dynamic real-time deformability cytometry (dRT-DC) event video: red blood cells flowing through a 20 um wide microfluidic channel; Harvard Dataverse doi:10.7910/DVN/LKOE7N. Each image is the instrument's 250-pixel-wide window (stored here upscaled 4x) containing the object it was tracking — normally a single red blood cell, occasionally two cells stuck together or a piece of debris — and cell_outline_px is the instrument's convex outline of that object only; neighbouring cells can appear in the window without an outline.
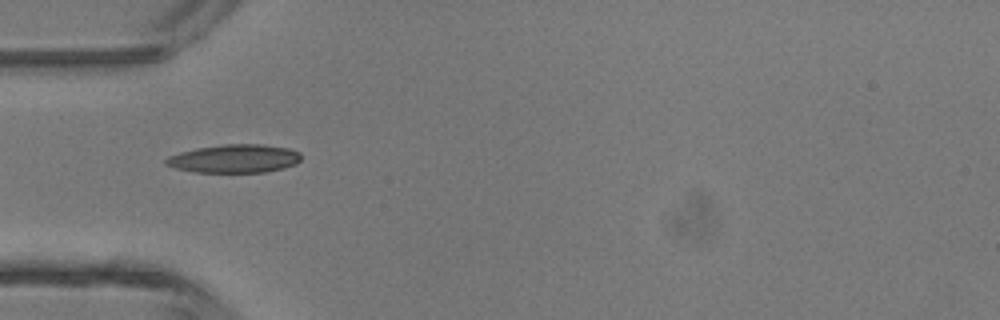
{"species": "common noctule bat (a hibernating species)", "species_latin": "Nyctalus noctula", "temperature_condition": "room temperature", "stored_images_in_passage": 7, "camera_frame_rate_fps": 3000, "um_per_image_px": 0.085, "animal": {"sex": "male", "body_mass_g": 13.3}, "frame": {"image": 1, "passage_image": 5, "time_ms": 1.333, "image_size_px": [1000, 320], "cell_outline_px": [[300, 160], [296, 164], [284, 168], [264, 172], [196, 172], [176, 168], [164, 164], [164, 160], [168, 156], [180, 152], [196, 148], [224, 144], [264, 144], [288, 148], [300, 152]], "centroid_in_image_um": [19.93, 13.48], "position_along_channel_um": 65.1, "area_um2": 22.37}}
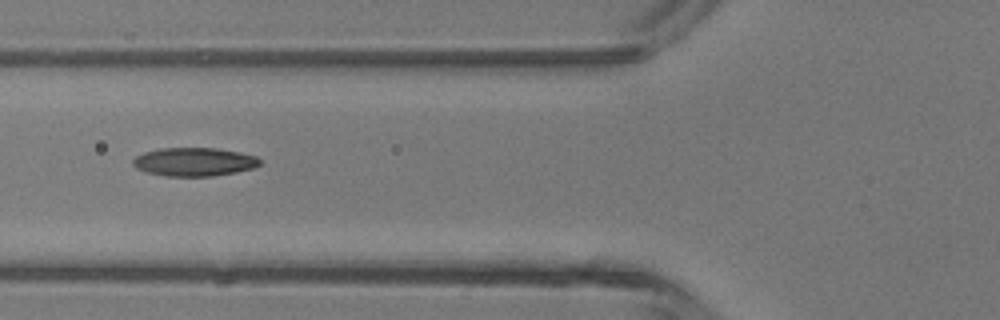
{"frame": {"image": 2, "passage_image": 6, "time_ms": 1.667, "image_size_px": [1000, 320], "cell_outline_px": [[260, 164], [252, 168], [236, 172], [212, 176], [168, 176], [148, 172], [136, 168], [132, 164], [132, 160], [136, 156], [144, 152], [160, 148], [216, 148], [240, 152], [256, 156], [260, 160]], "centroid_in_image_um": [16.5, 13.75], "position_along_channel_um": 109.3, "area_um2": 20.98}}
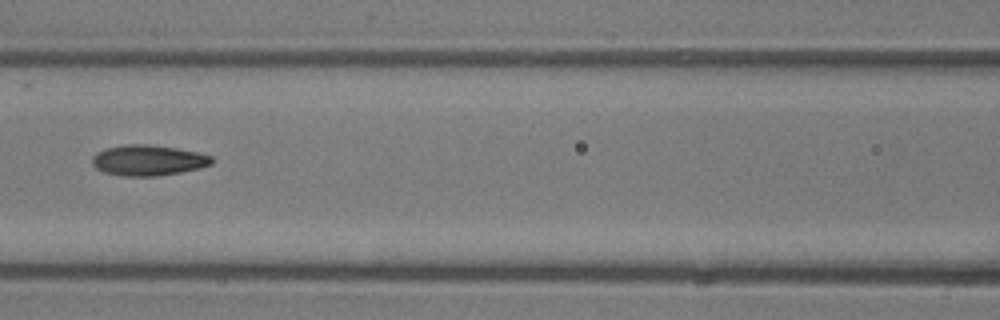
{"frame": {"image": 3, "passage_image": 7, "time_ms": 2.0, "image_size_px": [1000, 320], "cell_outline_px": [[212, 164], [200, 168], [180, 172], [156, 176], [124, 176], [104, 172], [96, 168], [92, 164], [92, 156], [96, 152], [108, 148], [124, 144], [148, 144], [176, 148], [196, 152], [212, 156]], "centroid_in_image_um": [12.58, 13.62], "position_along_channel_um": 154.0, "area_um2": 21.27}}